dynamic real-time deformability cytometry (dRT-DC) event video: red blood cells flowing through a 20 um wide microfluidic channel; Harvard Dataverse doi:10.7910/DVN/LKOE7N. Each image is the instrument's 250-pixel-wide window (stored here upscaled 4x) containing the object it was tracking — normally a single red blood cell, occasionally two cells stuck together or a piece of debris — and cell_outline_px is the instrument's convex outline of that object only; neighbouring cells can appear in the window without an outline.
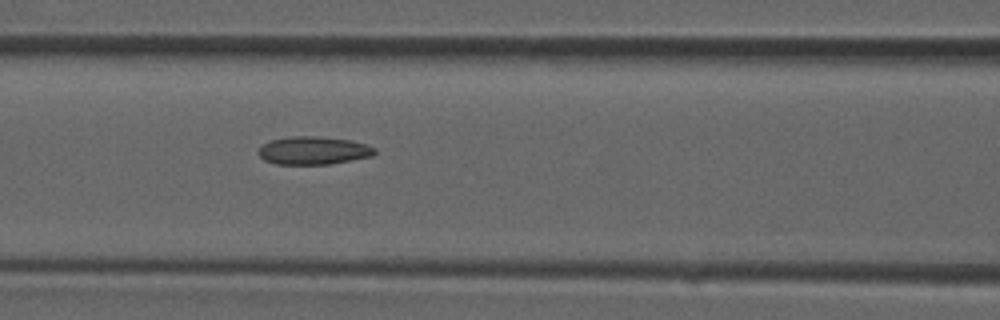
{"species": "common noctule bat (a hibernating species)", "species_latin": "Nyctalus noctula", "temperature_condition": "room temperature", "stored_images_in_passage": 12, "camera_frame_rate_fps": 3000, "um_per_image_px": 0.085, "animal": {"sex": "male", "forearm_length_mm": 52.5}, "frame": {"image": 1, "passage_image": 7, "time_ms": 2.0, "image_size_px": [1000, 320], "cell_outline_px": [[376, 152], [372, 156], [352, 160], [328, 164], [276, 164], [264, 160], [256, 152], [268, 140], [288, 136], [320, 136], [348, 140], [368, 144], [376, 148]], "centroid_in_image_um": [26.63, 12.78], "position_along_channel_um": 140.0, "area_um2": 19.13}}
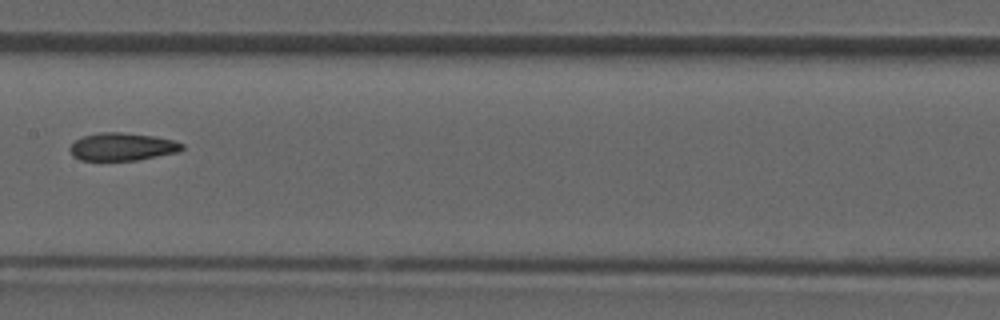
{"frame": {"image": 2, "passage_image": 10, "time_ms": 3.0, "image_size_px": [1000, 320], "cell_outline_px": [[184, 148], [180, 152], [136, 160], [80, 160], [72, 156], [68, 148], [76, 140], [84, 136], [100, 132], [120, 132], [152, 136], [172, 140], [184, 144]], "centroid_in_image_um": [10.38, 12.48], "position_along_channel_um": 197.0, "area_um2": 18.09}}